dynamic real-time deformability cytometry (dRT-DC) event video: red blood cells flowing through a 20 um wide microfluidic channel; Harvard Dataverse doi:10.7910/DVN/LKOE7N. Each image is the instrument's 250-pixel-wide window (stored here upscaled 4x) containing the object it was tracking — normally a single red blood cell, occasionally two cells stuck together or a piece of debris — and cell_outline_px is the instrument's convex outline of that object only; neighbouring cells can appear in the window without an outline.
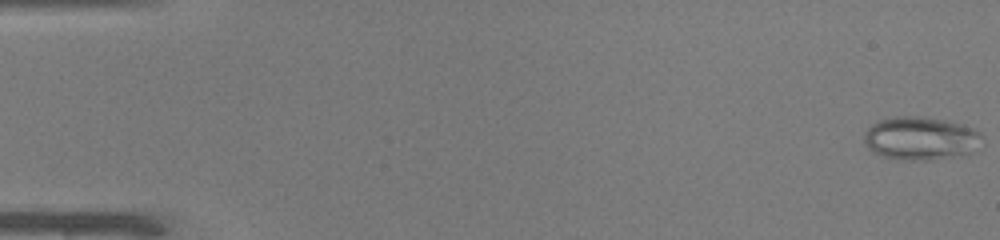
{"species": "common noctule bat (a hibernating species)", "species_latin": "Nyctalus noctula", "temperature_condition": "warm", "stored_images_in_passage": 50, "camera_frame_rate_fps": 3000, "um_per_image_px": 0.085, "animal": {"sex": "male", "body_mass_g": 19.0, "forearm_length_mm": 50.8}, "frame": {"image": 1, "passage_image": 1, "time_ms": 0.0, "image_size_px": [1000, 240], "cell_outline_px": [[980, 136], [968, 152], [924, 160], [908, 160], [884, 156], [868, 148], [864, 140], [864, 132], [872, 124], [880, 120], [896, 116], [920, 116], [944, 120], [960, 124], [972, 128], [980, 132]], "centroid_in_image_um": [78.13, 11.72], "position_along_channel_um": 6.9, "area_um2": 28.5}}
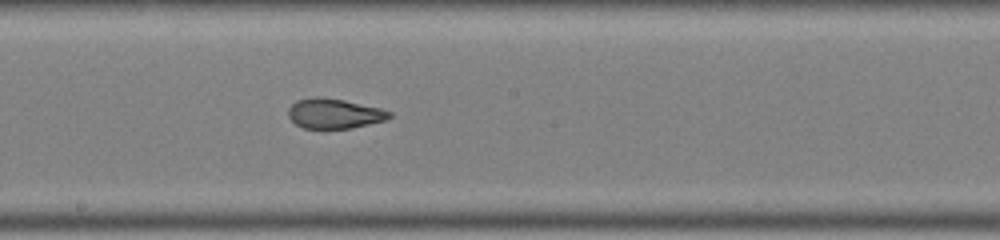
{"frame": {"image": 2, "passage_image": 28, "time_ms": 9.0, "image_size_px": [1000, 240], "cell_outline_px": [[392, 116], [384, 120], [352, 128], [304, 128], [296, 124], [288, 116], [288, 108], [296, 100], [316, 96], [320, 96], [344, 100], [380, 108], [392, 112]], "centroid_in_image_um": [28.39, 9.64], "position_along_channel_um": 219.8, "area_um2": 17.57}}
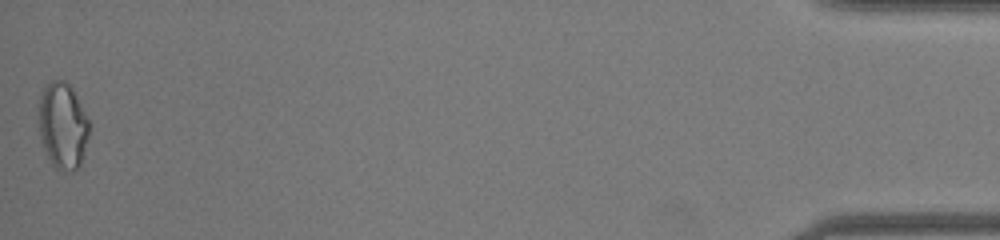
{"frame": {"image": 3, "passage_image": 50, "time_ms": 16.333, "image_size_px": [1000, 240], "cell_outline_px": [[88, 136], [80, 164], [72, 172], [56, 168], [52, 164], [44, 148], [40, 136], [40, 92], [52, 80], [64, 80], [72, 88], [88, 120]], "centroid_in_image_um": [5.33, 10.67], "position_along_channel_um": 429.9, "area_um2": 24.68}, "authors_computed_cell_mechanics": {"area_um2": 20.808, "velocity_mm_per_s": 4.1044, "shape_relaxation_time_tau1_ms": null, "shape_relaxation_time_tau2_ms": 0.7107, "deformation_change_tau1": null, "deformation_change_tau2": 0.0703}}